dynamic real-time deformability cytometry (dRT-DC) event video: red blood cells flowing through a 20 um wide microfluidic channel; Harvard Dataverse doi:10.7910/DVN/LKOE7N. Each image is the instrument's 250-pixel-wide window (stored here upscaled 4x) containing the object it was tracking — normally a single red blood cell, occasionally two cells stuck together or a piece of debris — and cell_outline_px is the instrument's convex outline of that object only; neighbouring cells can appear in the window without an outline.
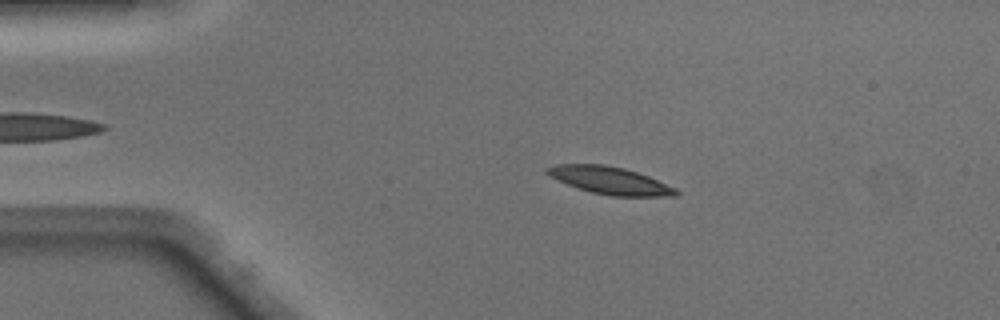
{"species": "Egyptian fruit bat (a non-hibernating species)", "species_latin": "Rousettus aegyptiacus", "temperature_condition": "warm", "stored_images_in_passage": 48, "camera_frame_rate_fps": 3000, "um_per_image_px": 0.085, "animal": {"sex": "male"}, "frame": {"image": 1, "passage_image": 9, "time_ms": 2.667, "image_size_px": [1000, 320], "cell_outline_px": [[680, 192], [676, 196], [612, 196], [592, 192], [568, 184], [544, 172], [548, 168], [556, 164], [604, 164], [624, 168], [648, 176], [676, 188]], "centroid_in_image_um": [51.89, 15.34], "position_along_channel_um": 33.1, "area_um2": 20.23}}
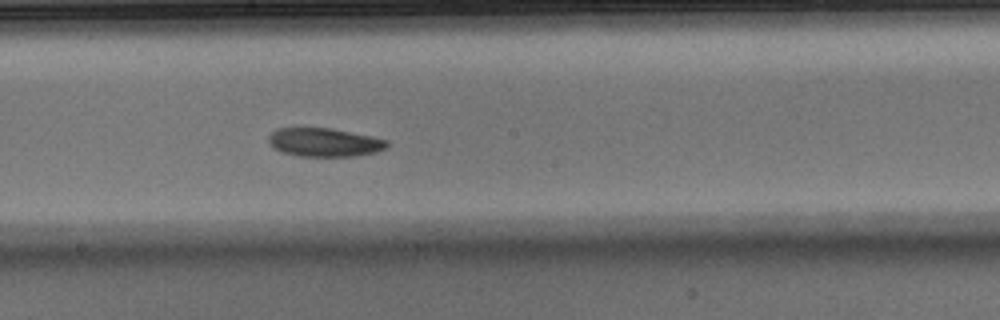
{"frame": {"image": 2, "passage_image": 26, "time_ms": 8.333, "image_size_px": [1000, 320], "cell_outline_px": [[388, 144], [384, 148], [376, 152], [356, 156], [300, 156], [280, 152], [268, 140], [268, 136], [276, 128], [332, 128], [372, 136], [388, 140]], "centroid_in_image_um": [27.58, 12.09], "position_along_channel_um": 220.6, "area_um2": 19.65}}
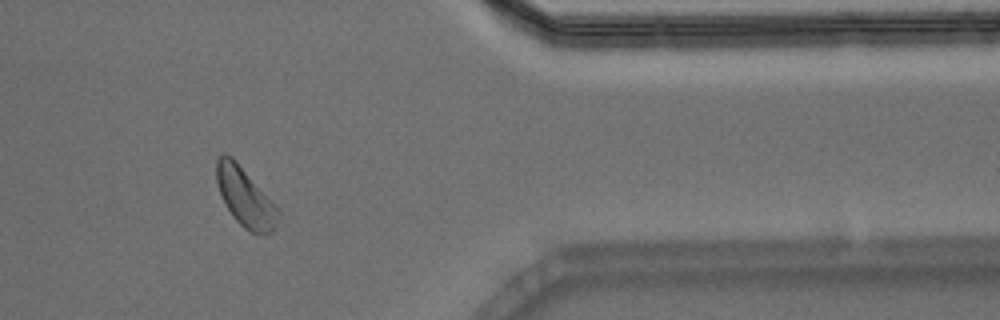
{"frame": {"image": 3, "passage_image": 40, "time_ms": 13.0, "image_size_px": [1000, 320], "cell_outline_px": [[280, 216], [272, 232], [248, 232], [232, 216], [224, 204], [216, 180], [216, 160], [224, 152], [232, 156], [236, 160], [280, 212]], "centroid_in_image_um": [20.79, 16.74], "position_along_channel_um": 390.6, "area_um2": 20.69}, "authors_computed_cell_mechanics": {"area_um2": 20.5768, "velocity_mm_per_s": 4.0933, "shape_relaxation_time_tau1_ms": 2.2972, "shape_relaxation_time_tau2_ms": null, "deformation_change_tau1": 0.1078, "deformation_change_tau2": null}}